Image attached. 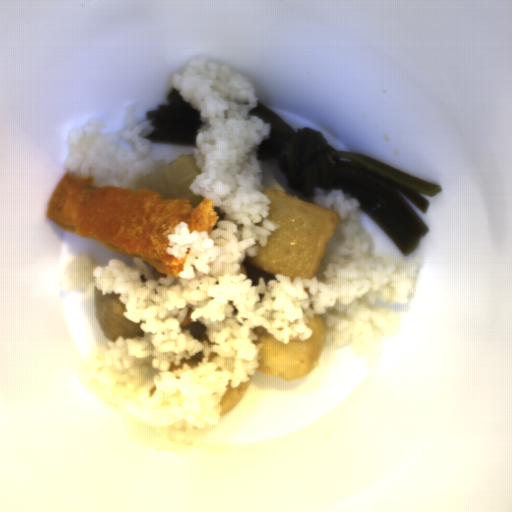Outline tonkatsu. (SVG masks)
<instances>
[{"label":"tonkatsu","mask_w":512,"mask_h":512,"mask_svg":"<svg viewBox=\"0 0 512 512\" xmlns=\"http://www.w3.org/2000/svg\"><path fill=\"white\" fill-rule=\"evenodd\" d=\"M45 217L63 231L95 239L122 256L154 267L158 278L179 276L191 252L178 259L167 253L168 235L183 222L209 235L219 217L213 199L196 206L188 199H162L156 192L116 185L94 186V176H61L48 200Z\"/></svg>","instance_id":"1"}]
</instances>
